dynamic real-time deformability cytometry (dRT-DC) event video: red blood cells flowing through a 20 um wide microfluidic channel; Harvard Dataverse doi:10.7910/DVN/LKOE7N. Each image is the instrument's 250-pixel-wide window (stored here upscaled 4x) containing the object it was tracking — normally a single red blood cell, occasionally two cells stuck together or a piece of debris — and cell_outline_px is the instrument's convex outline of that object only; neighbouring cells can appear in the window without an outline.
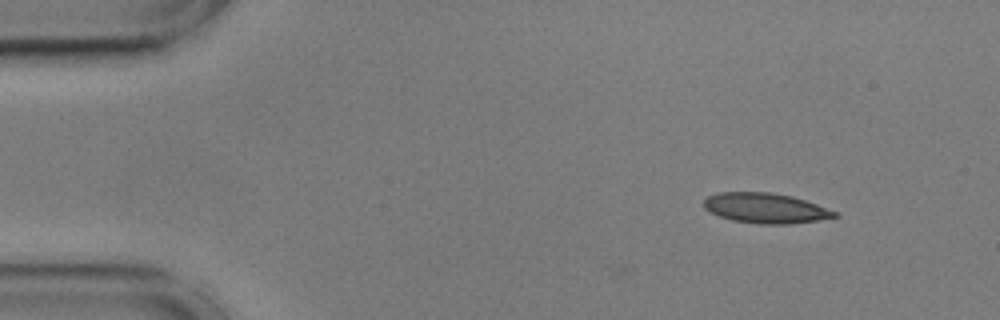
{"species": "common noctule bat (a hibernating species)", "species_latin": "Nyctalus noctula", "temperature_condition": "cold", "stored_images_in_passage": 41, "camera_frame_rate_fps": 3000, "um_per_image_px": 0.085, "animal": {"sex": "male", "body_mass_g": 17.9, "forearm_length_mm": 54.2}, "frame": {"image": 1, "passage_image": 1, "time_ms": 0.0, "image_size_px": [1000, 320], "cell_outline_px": [[840, 216], [820, 220], [792, 224], [756, 224], [732, 220], [708, 212], [704, 208], [704, 200], [708, 196], [716, 192], [768, 192], [792, 196], [816, 204], [836, 212]], "centroid_in_image_um": [65.05, 17.7], "position_along_channel_um": 20.0, "area_um2": 23.06}}
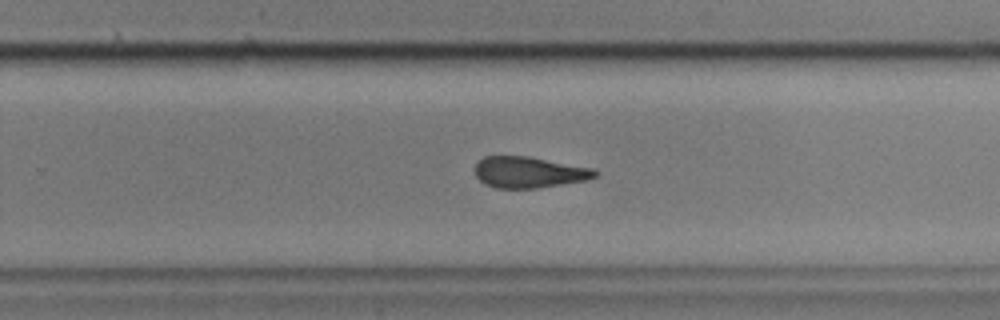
{"frame": {"image": 2, "passage_image": 30, "time_ms": 9.667, "image_size_px": [1000, 320], "cell_outline_px": [[600, 172], [596, 176], [588, 180], [536, 188], [496, 188], [484, 184], [476, 176], [472, 168], [484, 156], [528, 156], [596, 168]], "centroid_in_image_um": [44.98, 14.63], "position_along_channel_um": 284.8, "area_um2": 22.14}}
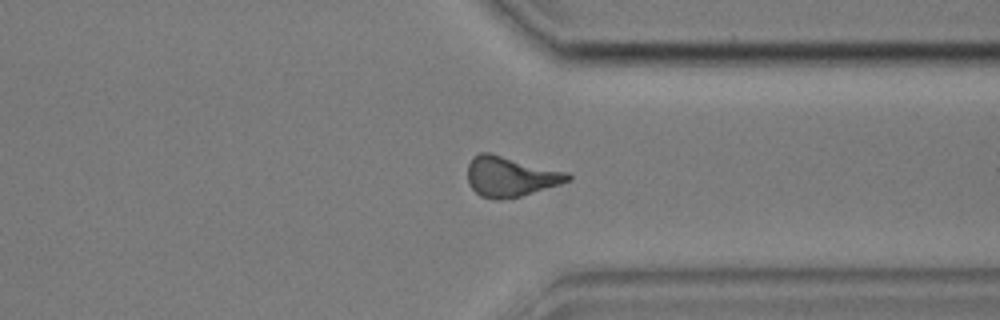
{"frame": {"image": 3, "passage_image": 37, "time_ms": 12.0, "image_size_px": [1000, 320], "cell_outline_px": [[572, 180], [560, 184], [520, 196], [500, 200], [496, 200], [480, 196], [468, 184], [468, 164], [472, 156], [480, 152], [488, 152], [568, 172], [572, 176]], "centroid_in_image_um": [43.37, 15.0], "position_along_channel_um": 368.0, "area_um2": 23.47}, "authors_computed_cell_mechanics": {"area_um2": 23.1778, "velocity_mm_per_s": 3.5931, "shape_relaxation_time_tau1_ms": null, "shape_relaxation_time_tau2_ms": 5.5402, "deformation_change_tau1": null, "deformation_change_tau2": 0.1227}}